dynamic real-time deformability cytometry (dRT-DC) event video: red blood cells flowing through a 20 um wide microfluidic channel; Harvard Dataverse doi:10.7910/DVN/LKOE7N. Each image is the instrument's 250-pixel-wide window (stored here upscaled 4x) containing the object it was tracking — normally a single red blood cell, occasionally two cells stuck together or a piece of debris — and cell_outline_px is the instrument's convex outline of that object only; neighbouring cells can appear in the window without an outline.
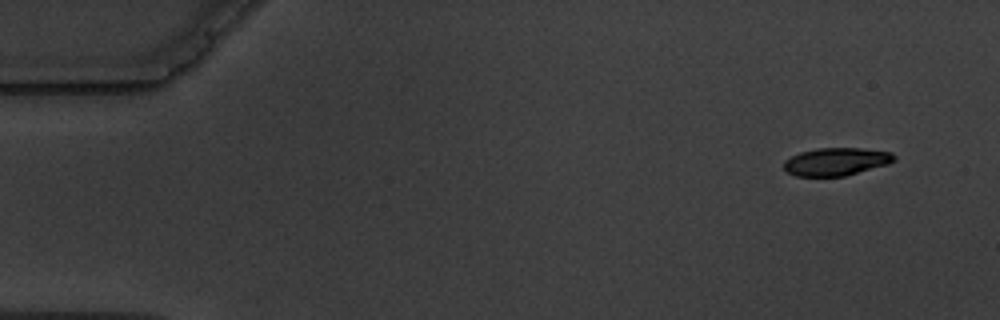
{"species": "common noctule bat (a hibernating species)", "species_latin": "Nyctalus noctula", "temperature_condition": "warm", "stored_images_in_passage": 5, "camera_frame_rate_fps": 3000, "um_per_image_px": 0.085, "animal": {"sex": "male", "body_mass_g": 19.5, "forearm_length_mm": 54.6}, "frame": {"image": 1, "passage_image": 1, "time_ms": 0.0, "image_size_px": [1000, 320], "cell_outline_px": [[896, 160], [888, 164], [844, 176], [796, 176], [788, 172], [784, 168], [784, 160], [800, 152], [816, 148], [860, 148], [892, 152], [896, 156]], "centroid_in_image_um": [71.09, 13.73], "position_along_channel_um": 13.9, "area_um2": 17.86}}
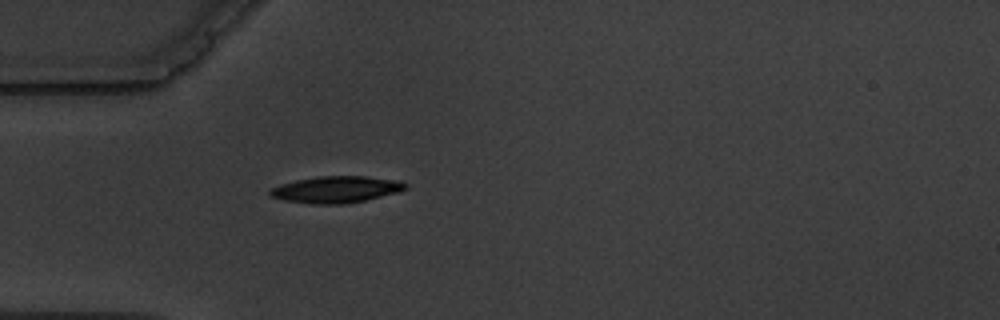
{"frame": {"image": 2, "passage_image": 5, "time_ms": 4.333, "image_size_px": [1000, 320], "cell_outline_px": [[408, 188], [400, 192], [364, 200], [344, 204], [316, 204], [284, 200], [272, 196], [268, 192], [272, 188], [280, 184], [296, 180], [316, 176], [364, 176], [400, 180], [408, 184]], "centroid_in_image_um": [28.63, 16.09], "position_along_channel_um": 56.4, "area_um2": 21.04}}